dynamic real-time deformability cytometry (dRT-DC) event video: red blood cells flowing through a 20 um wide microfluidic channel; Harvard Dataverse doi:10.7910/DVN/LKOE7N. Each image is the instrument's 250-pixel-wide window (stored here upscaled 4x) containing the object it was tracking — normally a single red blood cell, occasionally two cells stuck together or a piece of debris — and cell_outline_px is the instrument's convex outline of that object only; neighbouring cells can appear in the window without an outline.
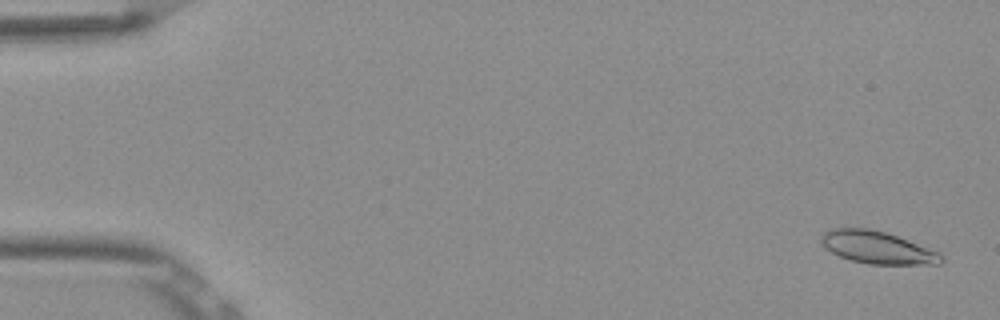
{"species": "Egyptian fruit bat (a non-hibernating species)", "species_latin": "Rousettus aegyptiacus", "temperature_condition": "room temperature", "stored_images_in_passage": 53, "camera_frame_rate_fps": 3000, "um_per_image_px": 0.085, "frame": {"image": 1, "passage_image": 2, "time_ms": 0.333, "image_size_px": [1000, 320], "cell_outline_px": [[944, 260], [940, 264], [868, 264], [852, 260], [840, 256], [832, 252], [820, 240], [820, 236], [824, 232], [832, 228], [868, 228], [884, 232], [896, 236], [940, 252], [944, 256]], "centroid_in_image_um": [74.6, 21.04], "position_along_channel_um": 10.4, "area_um2": 22.43}}
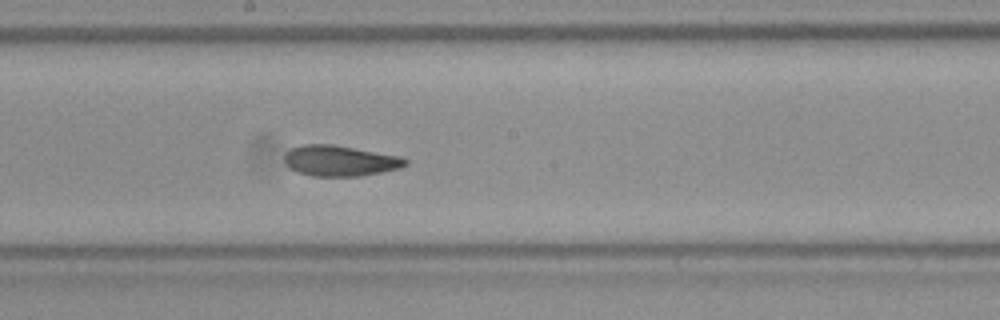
{"frame": {"image": 2, "passage_image": 29, "time_ms": 9.333, "image_size_px": [1000, 320], "cell_outline_px": [[408, 164], [400, 168], [360, 176], [312, 176], [296, 172], [284, 160], [284, 156], [292, 148], [304, 144], [332, 144], [400, 156], [408, 160]], "centroid_in_image_um": [28.92, 13.67], "position_along_channel_um": 219.3, "area_um2": 21.44}}
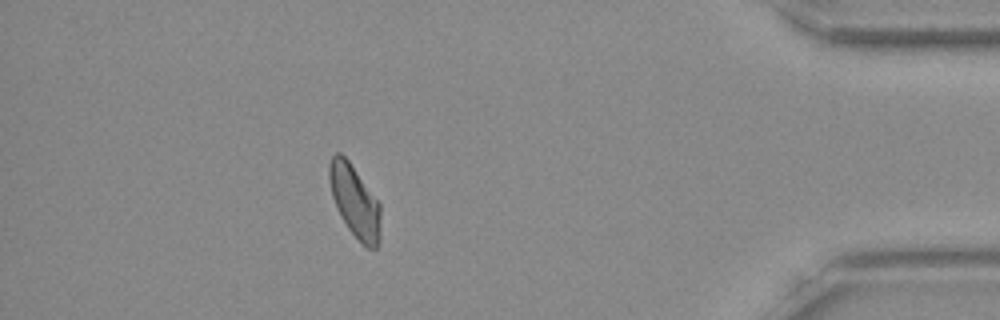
{"frame": {"image": 3, "passage_image": 47, "time_ms": 15.333, "image_size_px": [1000, 320], "cell_outline_px": [[380, 240], [376, 248], [368, 248], [360, 244], [348, 228], [340, 216], [332, 196], [328, 176], [328, 164], [332, 156], [336, 152], [340, 152], [348, 160], [380, 204]], "centroid_in_image_um": [30.14, 17.13], "position_along_channel_um": 405.1, "area_um2": 21.62}, "authors_computed_cell_mechanics": {"area_um2": 21.9062, "velocity_mm_per_s": 3.867, "shape_relaxation_time_tau1_ms": 7.6892, "shape_relaxation_time_tau2_ms": 2.3926, "deformation_change_tau1": 0.1713, "deformation_change_tau2": 0.0816}}